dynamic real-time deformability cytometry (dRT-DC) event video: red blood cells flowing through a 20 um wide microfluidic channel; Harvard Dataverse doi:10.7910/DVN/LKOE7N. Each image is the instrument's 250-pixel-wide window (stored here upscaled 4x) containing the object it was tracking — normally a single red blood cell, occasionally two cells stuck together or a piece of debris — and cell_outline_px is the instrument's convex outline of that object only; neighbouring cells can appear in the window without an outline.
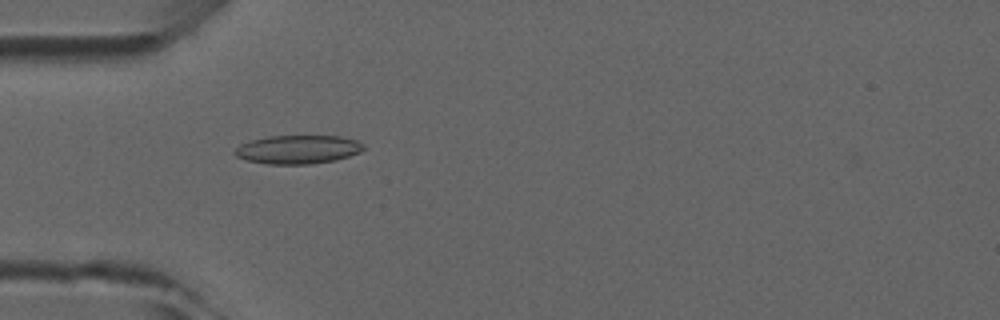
{"species": "common noctule bat (a hibernating species)", "species_latin": "Nyctalus noctula", "temperature_condition": "room temperature", "stored_images_in_passage": 6, "camera_frame_rate_fps": 3000, "um_per_image_px": 0.085, "animal": {"sex": "male", "forearm_length_mm": 52.5}, "frame": {"image": 1, "passage_image": 5, "time_ms": 4.667, "image_size_px": [1000, 320], "cell_outline_px": [[364, 148], [360, 152], [336, 160], [308, 164], [268, 164], [248, 160], [236, 156], [232, 152], [240, 144], [252, 140], [268, 136], [340, 136], [356, 140], [364, 144]], "centroid_in_image_um": [25.32, 12.7], "position_along_channel_um": 59.7, "area_um2": 21.39}}
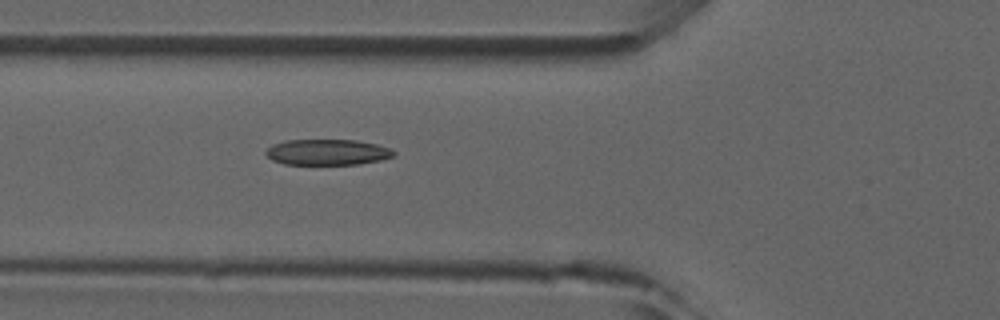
{"frame": {"image": 2, "passage_image": 6, "time_ms": 5.667, "image_size_px": [1000, 320], "cell_outline_px": [[396, 152], [392, 156], [380, 160], [360, 164], [284, 164], [272, 160], [264, 152], [272, 144], [284, 140], [356, 140], [376, 144], [392, 148]], "centroid_in_image_um": [27.82, 12.93], "position_along_channel_um": 98.0, "area_um2": 19.25}}